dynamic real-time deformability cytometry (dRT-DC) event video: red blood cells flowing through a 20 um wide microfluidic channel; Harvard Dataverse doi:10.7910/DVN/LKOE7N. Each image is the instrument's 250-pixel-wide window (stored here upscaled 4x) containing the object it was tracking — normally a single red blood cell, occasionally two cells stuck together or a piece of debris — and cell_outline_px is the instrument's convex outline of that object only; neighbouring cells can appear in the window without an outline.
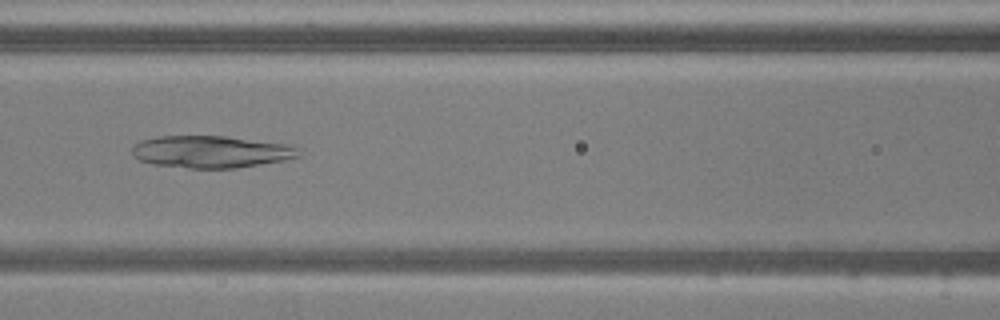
{"species": "common noctule bat (a hibernating species)", "species_latin": "Nyctalus noctula", "temperature_condition": "warm", "stored_images_in_passage": 51, "camera_frame_rate_fps": 3000, "um_per_image_px": 0.085, "animal": {"sex": "male", "body_mass_g": 20.5, "forearm_length_mm": 52.5}, "frame": {"image": 1, "passage_image": 21, "time_ms": 6.667, "image_size_px": [1000, 320], "cell_outline_px": [[300, 156], [284, 160], [236, 168], [188, 168], [152, 164], [140, 160], [132, 156], [132, 148], [140, 140], [156, 136], [228, 136], [284, 144], [300, 148]], "centroid_in_image_um": [17.91, 12.9], "position_along_channel_um": 148.7, "area_um2": 31.21}}
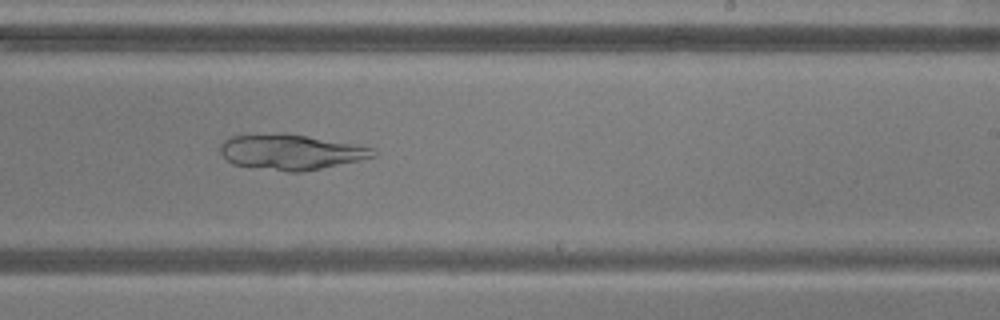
{"frame": {"image": 2, "passage_image": 30, "time_ms": 9.667, "image_size_px": [1000, 320], "cell_outline_px": [[376, 156], [360, 160], [300, 172], [288, 172], [232, 164], [220, 152], [220, 144], [224, 140], [232, 136], [280, 132], [284, 132], [372, 148], [376, 152]], "centroid_in_image_um": [24.66, 12.91], "position_along_channel_um": 264.3, "area_um2": 31.1}}
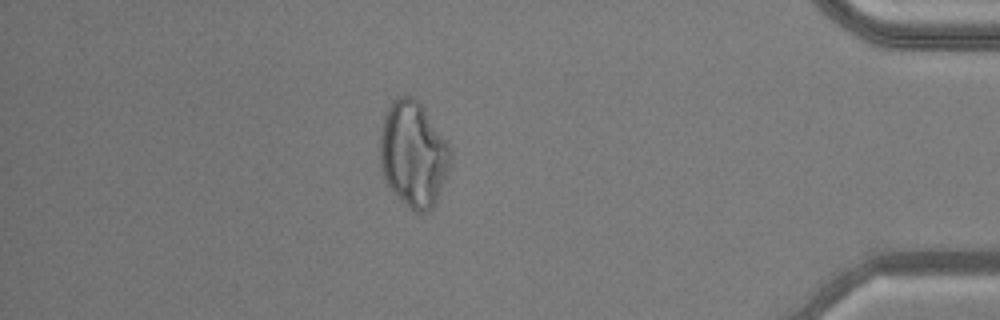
{"frame": {"image": 3, "passage_image": 44, "time_ms": 14.333, "image_size_px": [1000, 320], "cell_outline_px": [[452, 160], [436, 200], [432, 208], [428, 212], [416, 212], [400, 200], [388, 184], [384, 176], [380, 164], [380, 132], [384, 116], [392, 100], [396, 96], [404, 92], [412, 96], [420, 104], [448, 144], [452, 152]], "centroid_in_image_um": [35.11, 13.07], "position_along_channel_um": 400.1, "area_um2": 43.06}}